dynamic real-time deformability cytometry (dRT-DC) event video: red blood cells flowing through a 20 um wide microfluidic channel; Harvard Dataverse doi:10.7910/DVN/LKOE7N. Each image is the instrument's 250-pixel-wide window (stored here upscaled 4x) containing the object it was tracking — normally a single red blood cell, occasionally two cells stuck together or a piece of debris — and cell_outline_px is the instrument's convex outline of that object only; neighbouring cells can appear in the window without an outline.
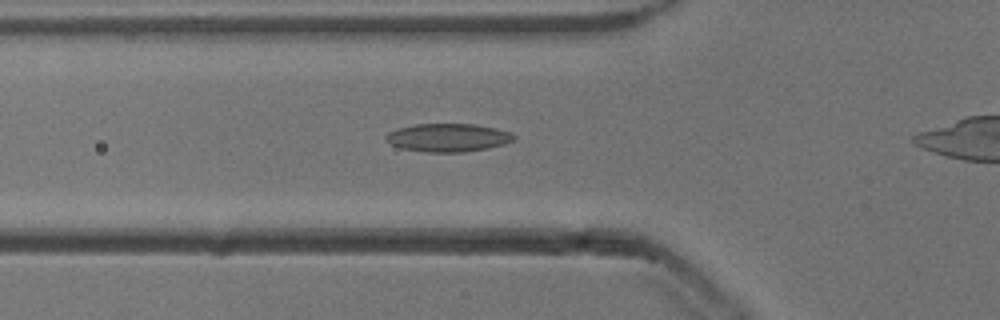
{"species": "common noctule bat (a hibernating species)", "species_latin": "Nyctalus noctula", "temperature_condition": "cold", "stored_images_in_passage": 34, "camera_frame_rate_fps": 3000, "um_per_image_px": 0.085, "animal": {"sex": "male", "body_mass_g": 13.3}, "frame": {"image": 1, "passage_image": 9, "time_ms": 2.667, "image_size_px": [1000, 320], "cell_outline_px": [[516, 140], [504, 144], [488, 148], [464, 152], [424, 152], [400, 148], [384, 140], [384, 136], [388, 132], [396, 128], [416, 124], [472, 124], [496, 128], [512, 132], [516, 136]], "centroid_in_image_um": [38.08, 11.7], "position_along_channel_um": 87.7, "area_um2": 21.27}}
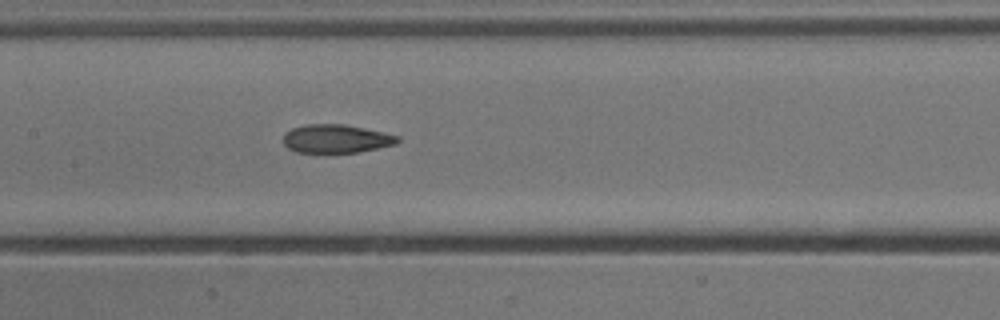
{"frame": {"image": 2, "passage_image": 16, "time_ms": 5.0, "image_size_px": [1000, 320], "cell_outline_px": [[400, 140], [396, 144], [356, 152], [296, 152], [288, 148], [284, 144], [284, 132], [292, 128], [304, 124], [344, 124], [364, 128], [400, 136]], "centroid_in_image_um": [28.55, 11.78], "position_along_channel_um": 178.8, "area_um2": 18.84}}
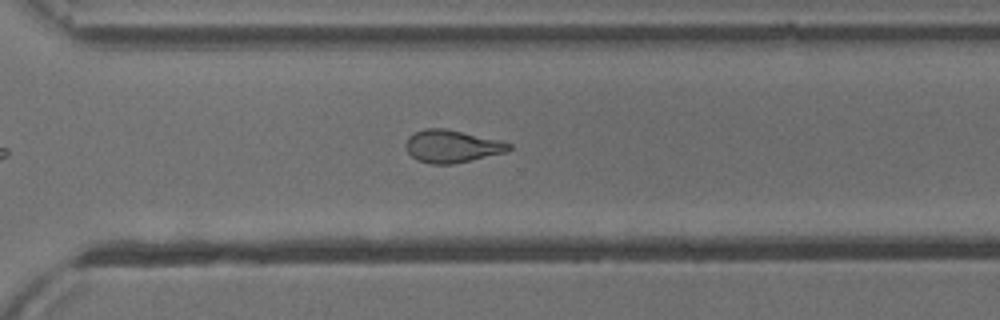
{"frame": {"image": 3, "passage_image": 28, "time_ms": 9.0, "image_size_px": [1000, 320], "cell_outline_px": [[512, 148], [508, 152], [472, 160], [452, 164], [428, 164], [416, 160], [408, 152], [404, 144], [408, 136], [424, 128], [444, 128], [496, 140], [512, 144]], "centroid_in_image_um": [38.38, 12.45], "position_along_channel_um": 332.2, "area_um2": 19.54}}